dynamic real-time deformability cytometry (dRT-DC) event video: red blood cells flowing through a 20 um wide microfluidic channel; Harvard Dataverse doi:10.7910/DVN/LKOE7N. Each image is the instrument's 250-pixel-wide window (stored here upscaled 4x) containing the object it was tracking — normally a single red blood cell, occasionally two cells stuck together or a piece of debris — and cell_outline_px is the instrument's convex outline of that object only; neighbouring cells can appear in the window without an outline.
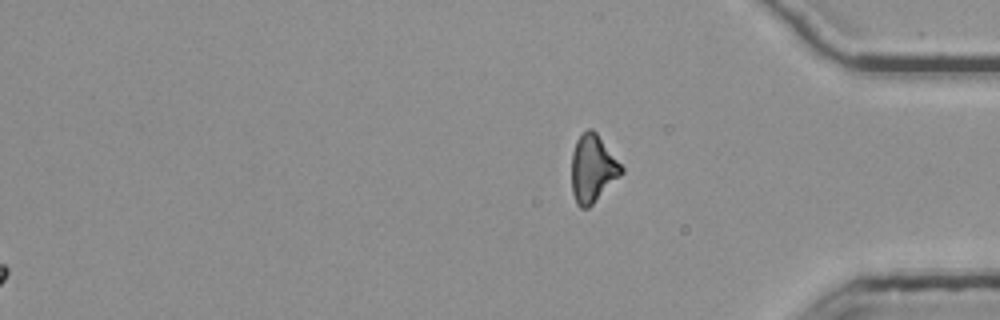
{"species": "common noctule bat (a hibernating species)", "species_latin": "Nyctalus noctula", "temperature_condition": "room temperature", "stored_images_in_passage": 55, "segment_of_instrument_passage": [2, 2], "camera_frame_rate_fps": 3000, "um_per_image_px": 0.085, "animal": {"sex": "female", "body_mass_g": 25.1}, "frame": {"image": 1, "passage_image": 55, "time_ms": 18.0, "image_size_px": [1000, 320], "cell_outline_px": [[624, 172], [588, 208], [580, 208], [576, 204], [572, 192], [572, 152], [576, 140], [588, 128], [592, 128], [596, 132], [624, 168]], "centroid_in_image_um": [50.37, 14.33], "position_along_channel_um": 384.8, "area_um2": 19.48}}